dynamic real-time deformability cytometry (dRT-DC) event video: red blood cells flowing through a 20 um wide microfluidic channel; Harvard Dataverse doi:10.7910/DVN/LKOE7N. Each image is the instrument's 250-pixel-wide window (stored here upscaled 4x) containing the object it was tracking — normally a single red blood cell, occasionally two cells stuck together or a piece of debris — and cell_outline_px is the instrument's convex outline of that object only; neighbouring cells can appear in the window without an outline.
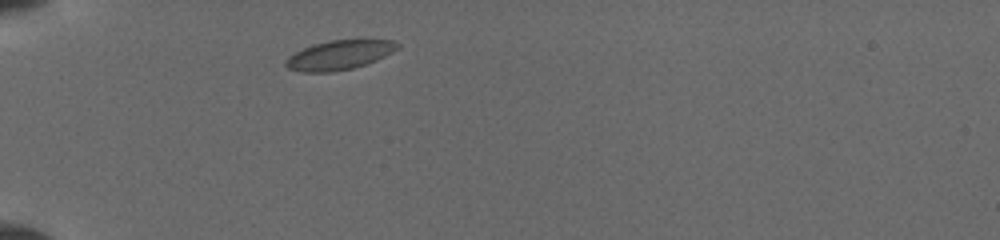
{"species": "common noctule bat (a hibernating species)", "species_latin": "Nyctalus noctula", "temperature_condition": "cold", "stored_images_in_passage": 1, "camera_frame_rate_fps": 3000, "um_per_image_px": 0.085, "animal": {"sex": "female", "body_mass_g": 19.5, "forearm_length_mm": 54.1}, "frame": {"image": 1, "passage_image": 1, "time_ms": 0.0, "image_size_px": [1000, 240], "cell_outline_px": [[400, 44], [392, 52], [376, 60], [352, 68], [332, 72], [300, 72], [288, 68], [284, 64], [284, 60], [288, 56], [312, 44], [328, 40], [360, 36], [364, 36], [396, 40]], "centroid_in_image_um": [28.9, 4.6], "position_along_channel_um": 56.1, "area_um2": 20.06}}